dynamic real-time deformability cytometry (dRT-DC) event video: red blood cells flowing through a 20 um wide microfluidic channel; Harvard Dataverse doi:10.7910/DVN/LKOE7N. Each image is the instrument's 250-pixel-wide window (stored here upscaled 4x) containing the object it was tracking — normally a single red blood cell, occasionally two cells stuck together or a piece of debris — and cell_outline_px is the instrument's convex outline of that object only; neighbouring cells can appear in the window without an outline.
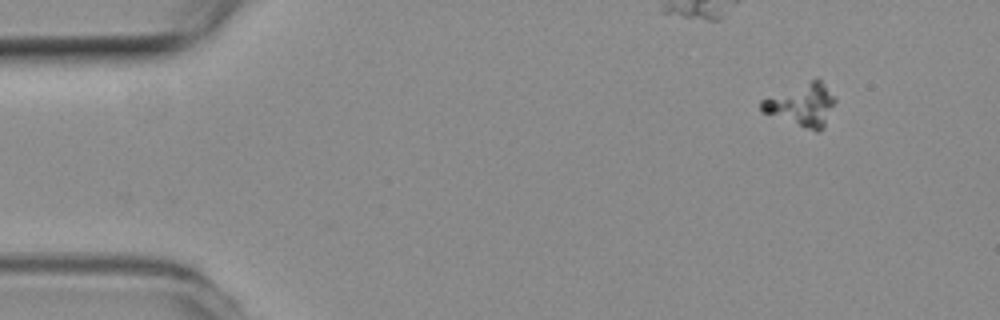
{"species": "common noctule bat (a hibernating species)", "species_latin": "Nyctalus noctula", "temperature_condition": "room temperature", "stored_images_in_passage": 3, "camera_frame_rate_fps": 3000, "um_per_image_px": 0.085, "animal": {"sex": "female", "body_mass_g": 19.3, "forearm_length_mm": 54.1}, "frame": {"image": 1, "passage_image": 3, "time_ms": 0.667, "image_size_px": [1000, 320], "cell_outline_px": [[836, 100], [824, 128], [816, 132], [764, 112], [760, 108], [760, 100], [816, 76], [820, 80]], "centroid_in_image_um": [68.16, 8.89], "position_along_channel_um": 16.8, "area_um2": 18.15}}